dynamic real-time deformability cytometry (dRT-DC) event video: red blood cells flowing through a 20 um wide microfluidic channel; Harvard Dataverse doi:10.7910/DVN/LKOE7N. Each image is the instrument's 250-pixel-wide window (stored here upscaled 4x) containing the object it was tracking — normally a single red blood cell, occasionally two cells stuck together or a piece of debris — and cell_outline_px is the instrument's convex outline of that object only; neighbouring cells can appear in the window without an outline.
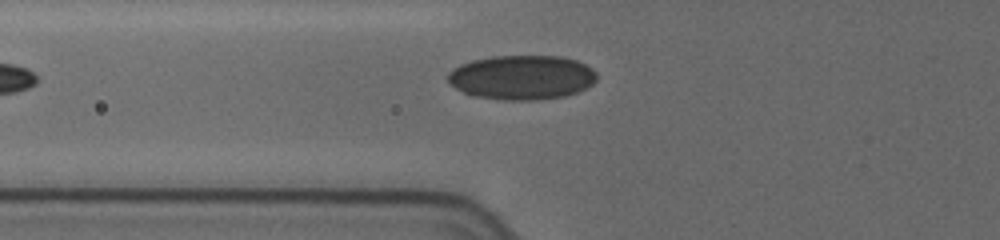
{"species": "human", "species_latin": "Homo sapiens", "temperature_condition": "cold", "stored_images_in_passage": 8, "camera_frame_rate_fps": 3000, "um_per_image_px": 0.085, "donor": {"sex": "female"}, "frame": {"image": 1, "passage_image": 8, "time_ms": 6.0, "image_size_px": [1000, 240], "cell_outline_px": [[596, 80], [592, 84], [576, 92], [564, 96], [536, 100], [504, 100], [472, 96], [456, 88], [448, 80], [448, 72], [452, 68], [460, 64], [472, 60], [492, 56], [560, 56], [576, 60], [592, 68], [596, 72]], "centroid_in_image_um": [44.34, 6.57], "position_along_channel_um": 81.5, "area_um2": 38.55}}